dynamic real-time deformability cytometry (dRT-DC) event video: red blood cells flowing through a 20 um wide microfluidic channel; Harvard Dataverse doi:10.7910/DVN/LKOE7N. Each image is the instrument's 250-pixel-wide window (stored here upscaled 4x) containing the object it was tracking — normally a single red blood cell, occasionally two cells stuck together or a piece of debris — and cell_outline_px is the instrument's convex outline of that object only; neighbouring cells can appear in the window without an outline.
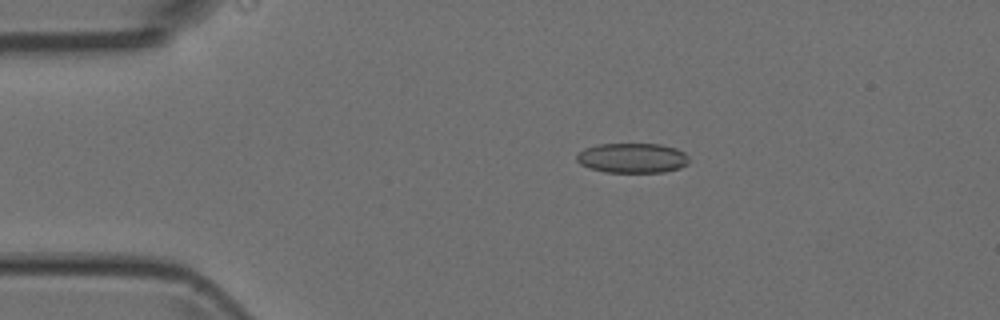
{"species": "Egyptian fruit bat (a non-hibernating species)", "species_latin": "Rousettus aegyptiacus", "temperature_condition": "room temperature", "stored_images_in_passage": 6, "camera_frame_rate_fps": 3000, "um_per_image_px": 0.085, "animal": {"sex": "female"}, "frame": {"image": 1, "passage_image": 1, "time_ms": 0.0, "image_size_px": [1000, 320], "cell_outline_px": [[688, 164], [680, 168], [664, 172], [604, 172], [588, 168], [580, 164], [576, 160], [576, 156], [584, 148], [596, 144], [660, 144], [676, 148], [684, 152], [688, 156]], "centroid_in_image_um": [53.74, 13.43], "position_along_channel_um": 31.3, "area_um2": 19.71}}
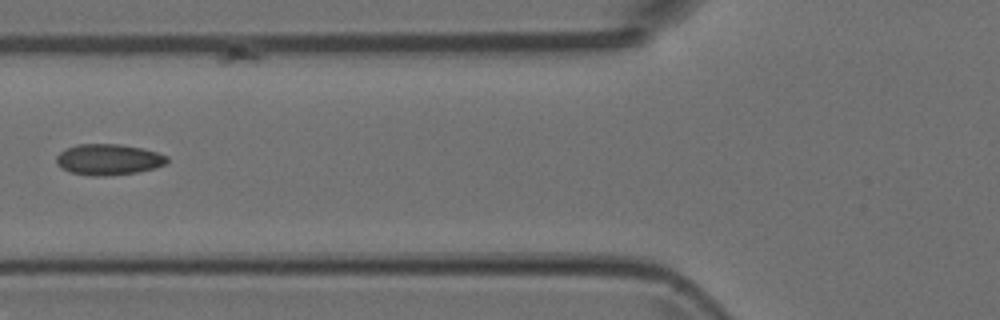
{"frame": {"image": 2, "passage_image": 4, "time_ms": 1.0, "image_size_px": [1000, 320], "cell_outline_px": [[168, 160], [164, 164], [156, 168], [136, 172], [104, 176], [88, 176], [68, 172], [60, 168], [56, 164], [56, 156], [60, 152], [76, 144], [120, 144], [144, 148], [168, 156]], "centroid_in_image_um": [9.19, 13.56], "position_along_channel_um": 116.6, "area_um2": 20.17}}
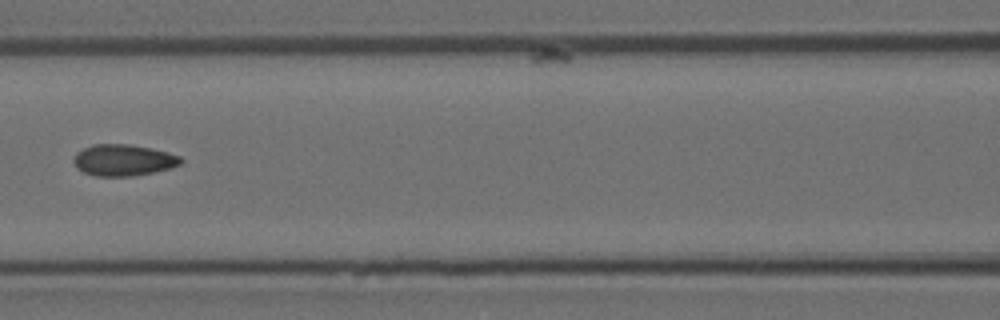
{"frame": {"image": 3, "passage_image": 5, "time_ms": 1.333, "image_size_px": [1000, 320], "cell_outline_px": [[184, 160], [180, 164], [168, 168], [152, 172], [132, 176], [96, 176], [84, 172], [76, 168], [72, 160], [76, 152], [92, 144], [128, 144], [168, 152], [180, 156]], "centroid_in_image_um": [10.45, 13.61], "position_along_channel_um": 156.2, "area_um2": 19.54}}